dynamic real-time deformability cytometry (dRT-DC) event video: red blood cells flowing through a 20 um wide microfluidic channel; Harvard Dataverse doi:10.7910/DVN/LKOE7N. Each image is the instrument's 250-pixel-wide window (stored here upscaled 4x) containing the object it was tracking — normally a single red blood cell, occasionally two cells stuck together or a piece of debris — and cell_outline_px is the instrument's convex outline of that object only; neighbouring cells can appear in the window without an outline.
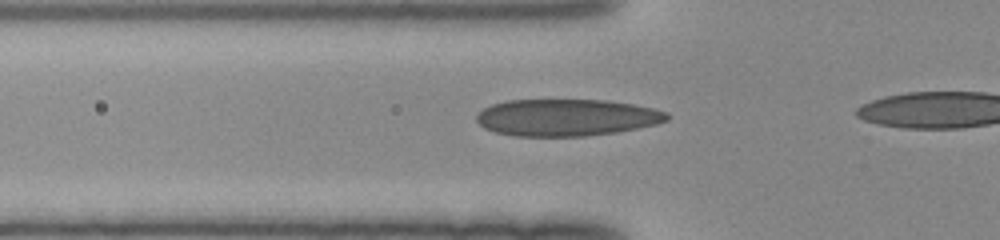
{"species": "human", "species_latin": "Homo sapiens", "temperature_condition": "room temperature", "stored_images_in_passage": 18, "camera_frame_rate_fps": 3000, "um_per_image_px": 0.085, "donor": {"sex": "female"}, "frame": {"image": 1, "passage_image": 10, "time_ms": 3.0, "image_size_px": [1000, 240], "cell_outline_px": [[668, 120], [656, 124], [616, 132], [584, 136], [512, 136], [496, 132], [484, 128], [476, 120], [476, 116], [484, 108], [492, 104], [508, 100], [608, 100], [632, 104], [652, 108], [668, 112]], "centroid_in_image_um": [48.14, 9.99], "position_along_channel_um": 77.7, "area_um2": 40.86}}
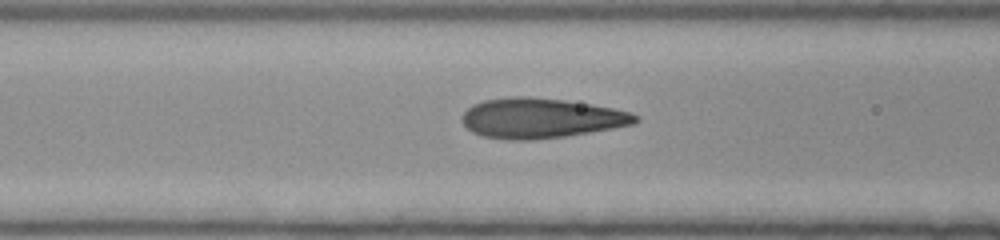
{"frame": {"image": 2, "passage_image": 13, "time_ms": 4.0, "image_size_px": [1000, 240], "cell_outline_px": [[640, 120], [632, 124], [612, 128], [564, 136], [532, 140], [508, 140], [484, 136], [472, 132], [460, 120], [464, 112], [472, 104], [484, 100], [508, 96], [532, 96], [564, 100], [592, 104], [632, 112], [640, 116]], "centroid_in_image_um": [45.96, 10.03], "position_along_channel_um": 120.6, "area_um2": 40.52}}
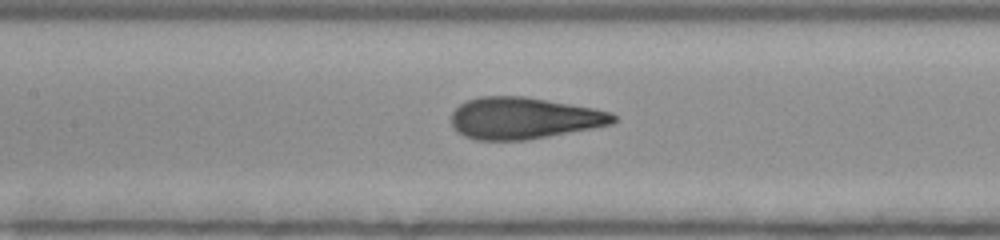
{"frame": {"image": 3, "passage_image": 16, "time_ms": 5.0, "image_size_px": [1000, 240], "cell_outline_px": [[620, 120], [612, 124], [592, 128], [548, 136], [524, 140], [476, 140], [464, 136], [456, 132], [452, 124], [452, 112], [464, 100], [480, 96], [524, 96], [596, 108], [612, 112]], "centroid_in_image_um": [44.53, 10.03], "position_along_channel_um": 162.9, "area_um2": 39.59}}